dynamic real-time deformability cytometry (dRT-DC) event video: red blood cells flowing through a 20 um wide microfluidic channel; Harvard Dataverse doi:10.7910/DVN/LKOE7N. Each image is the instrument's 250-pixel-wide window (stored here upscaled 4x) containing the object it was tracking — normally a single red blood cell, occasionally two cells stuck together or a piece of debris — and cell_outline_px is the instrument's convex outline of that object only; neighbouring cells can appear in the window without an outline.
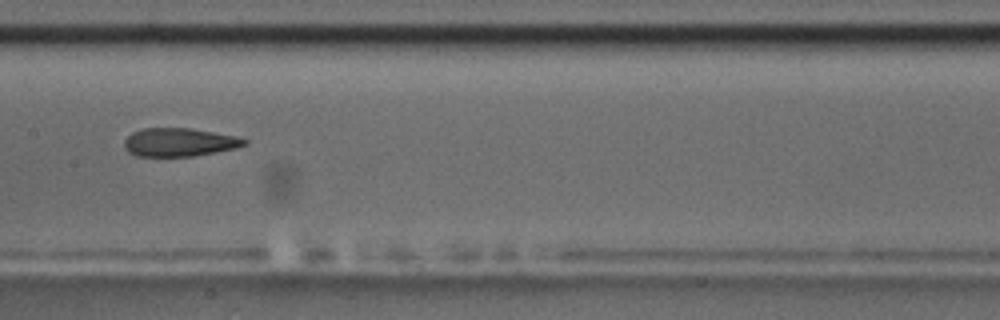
{"species": "common noctule bat (a hibernating species)", "species_latin": "Nyctalus noctula", "temperature_condition": "room temperature", "stored_images_in_passage": 4, "camera_frame_rate_fps": 3000, "um_per_image_px": 0.085, "animal": {"sex": "male", "body_mass_g": 17.5, "forearm_length_mm": 52.3}, "frame": {"image": 1, "passage_image": 4, "time_ms": 3.333, "image_size_px": [1000, 320], "cell_outline_px": [[248, 144], [236, 148], [216, 152], [192, 156], [136, 156], [128, 152], [124, 148], [124, 140], [132, 132], [144, 128], [192, 128], [236, 136], [248, 140]], "centroid_in_image_um": [15.24, 12.09], "position_along_channel_um": 192.2, "area_um2": 19.94}}